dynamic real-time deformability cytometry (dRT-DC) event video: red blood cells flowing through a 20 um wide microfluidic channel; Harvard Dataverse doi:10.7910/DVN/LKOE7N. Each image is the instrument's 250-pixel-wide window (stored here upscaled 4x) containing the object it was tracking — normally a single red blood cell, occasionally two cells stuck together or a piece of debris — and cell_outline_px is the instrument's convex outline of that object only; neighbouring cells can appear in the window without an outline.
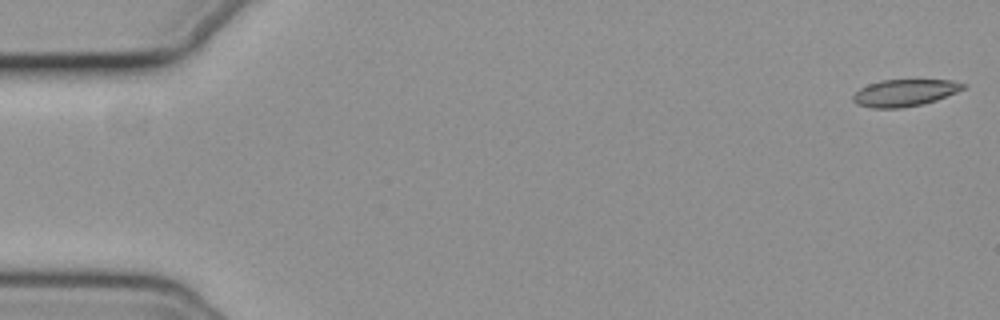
{"species": "common noctule bat (a hibernating species)", "species_latin": "Nyctalus noctula", "temperature_condition": "cold", "stored_images_in_passage": 56, "camera_frame_rate_fps": 3000, "um_per_image_px": 0.085, "animal": {"sex": "female", "body_mass_g": 19.3, "forearm_length_mm": 54.1}, "frame": {"image": 1, "passage_image": 1, "time_ms": 0.0, "image_size_px": [1000, 320], "cell_outline_px": [[968, 84], [964, 88], [956, 92], [936, 100], [920, 104], [900, 108], [872, 108], [856, 104], [852, 100], [852, 96], [860, 88], [868, 84], [880, 80], [952, 80]], "centroid_in_image_um": [76.87, 7.88], "position_along_channel_um": 8.1, "area_um2": 17.22}}
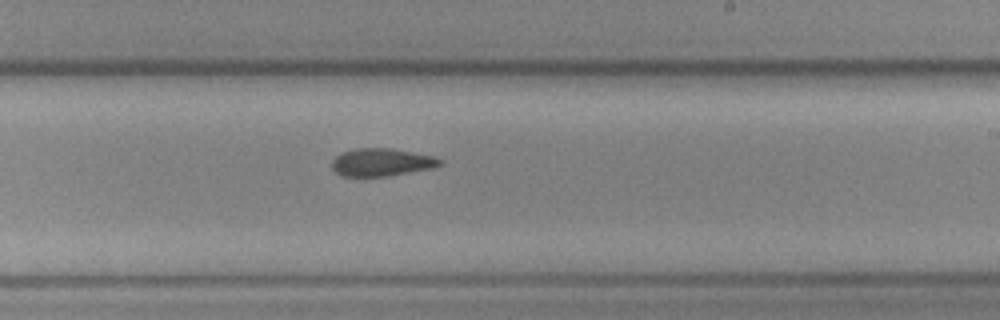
{"frame": {"image": 2, "passage_image": 33, "time_ms": 10.667, "image_size_px": [1000, 320], "cell_outline_px": [[444, 160], [440, 164], [432, 168], [388, 176], [340, 176], [332, 168], [332, 160], [340, 152], [356, 148], [392, 148], [432, 156]], "centroid_in_image_um": [32.4, 13.79], "position_along_channel_um": 256.6, "area_um2": 17.46}}
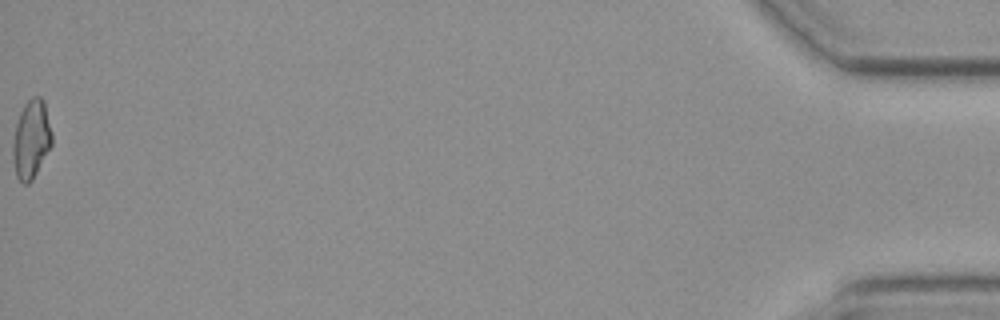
{"frame": {"image": 3, "passage_image": 56, "time_ms": 18.333, "image_size_px": [1000, 320], "cell_outline_px": [[52, 144], [32, 180], [28, 184], [24, 184], [16, 176], [12, 156], [12, 144], [16, 124], [20, 112], [24, 104], [32, 96], [40, 96], [44, 100], [52, 132]], "centroid_in_image_um": [2.65, 11.82], "position_along_channel_um": 432.5, "area_um2": 17.92}}